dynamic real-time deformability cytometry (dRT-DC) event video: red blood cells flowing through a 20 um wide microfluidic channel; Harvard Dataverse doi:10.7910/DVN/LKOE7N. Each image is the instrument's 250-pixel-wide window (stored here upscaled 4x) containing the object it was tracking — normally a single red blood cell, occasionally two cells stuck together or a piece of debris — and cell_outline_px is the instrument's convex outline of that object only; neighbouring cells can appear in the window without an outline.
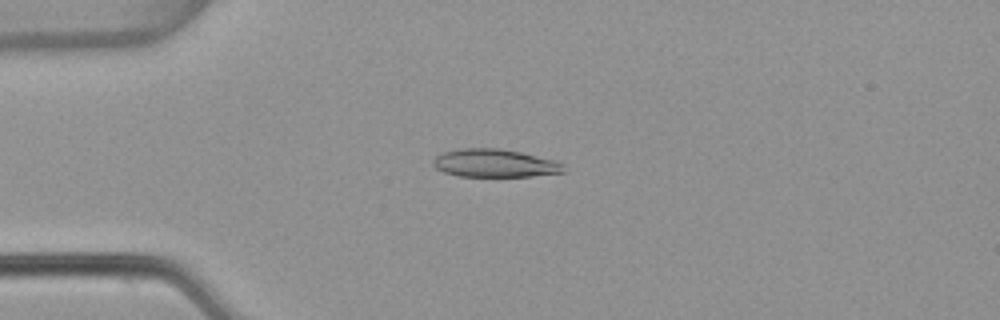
{"species": "common noctule bat (a hibernating species)", "species_latin": "Nyctalus noctula", "temperature_condition": "warm", "stored_images_in_passage": 52, "camera_frame_rate_fps": 3000, "um_per_image_px": 0.085, "animal": {"sex": "female", "body_mass_g": 22.7, "forearm_length_mm": 54.2}, "frame": {"image": 1, "passage_image": 12, "time_ms": 3.667, "image_size_px": [1000, 320], "cell_outline_px": [[564, 172], [532, 176], [460, 176], [444, 172], [436, 168], [432, 164], [432, 160], [436, 156], [444, 152], [460, 148], [500, 148], [520, 152], [556, 160], [564, 164]], "centroid_in_image_um": [42.05, 13.86], "position_along_channel_um": 42.9, "area_um2": 21.33}}
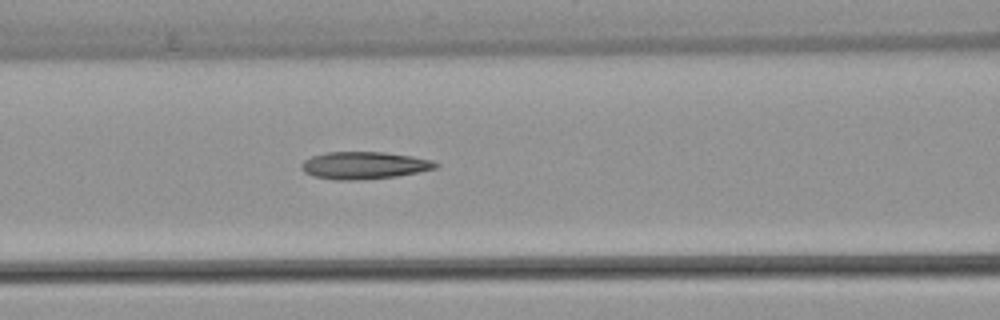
{"frame": {"image": 2, "passage_image": 21, "time_ms": 6.667, "image_size_px": [1000, 320], "cell_outline_px": [[440, 164], [436, 168], [420, 172], [396, 176], [360, 180], [332, 180], [312, 176], [304, 172], [300, 168], [300, 164], [304, 160], [312, 156], [328, 152], [384, 152], [412, 156], [432, 160]], "centroid_in_image_um": [30.93, 14.06], "position_along_channel_um": 135.7, "area_um2": 21.56}}
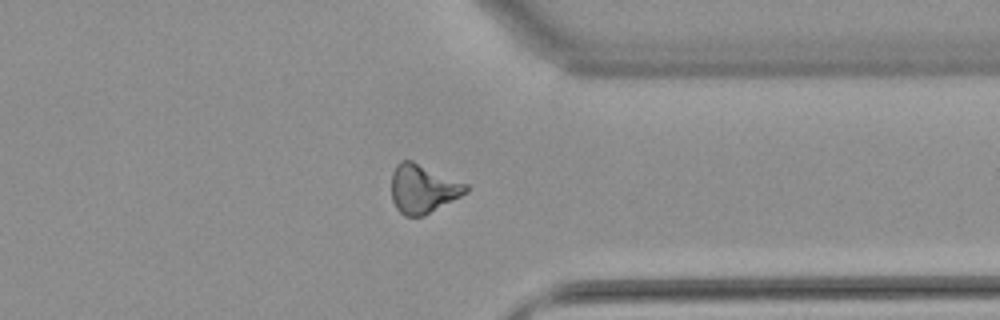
{"frame": {"image": 3, "passage_image": 40, "time_ms": 13.0, "image_size_px": [1000, 320], "cell_outline_px": [[468, 192], [424, 216], [404, 216], [396, 208], [392, 200], [392, 172], [396, 164], [400, 160], [412, 160], [468, 184]], "centroid_in_image_um": [35.94, 16.04], "position_along_channel_um": 375.5, "area_um2": 21.21}, "authors_computed_cell_mechanics": {"area_um2": 21.0103, "velocity_mm_per_s": 3.8549, "shape_relaxation_time_tau1_ms": null, "shape_relaxation_time_tau2_ms": 6.0713, "deformation_change_tau1": null, "deformation_change_tau2": 0.1806}}